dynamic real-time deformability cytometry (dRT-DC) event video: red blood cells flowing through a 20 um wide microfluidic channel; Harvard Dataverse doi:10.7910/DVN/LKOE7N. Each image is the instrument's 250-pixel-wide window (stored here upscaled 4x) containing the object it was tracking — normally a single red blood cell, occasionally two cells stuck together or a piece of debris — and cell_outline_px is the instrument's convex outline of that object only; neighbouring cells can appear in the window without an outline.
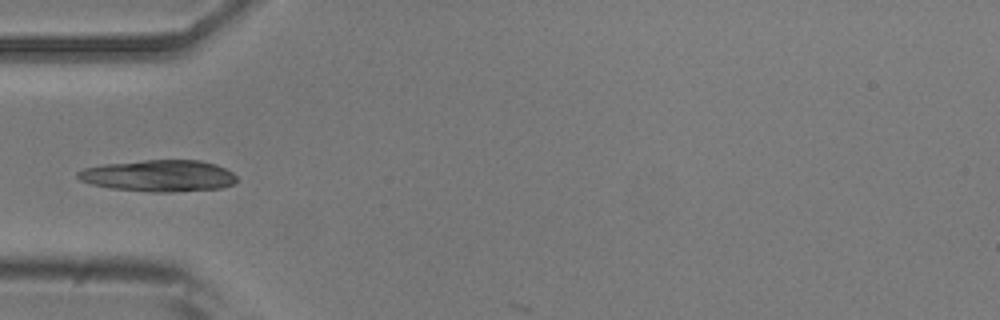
{"species": "common noctule bat (a hibernating species)", "species_latin": "Nyctalus noctula", "temperature_condition": "room temperature", "stored_images_in_passage": 4, "camera_frame_rate_fps": 3000, "um_per_image_px": 0.085, "animal": {"sex": "male", "body_mass_g": 20.5, "forearm_length_mm": 52.5}, "frame": {"image": 1, "passage_image": 3, "time_ms": 3.333, "image_size_px": [1000, 320], "cell_outline_px": [[236, 184], [220, 188], [172, 192], [148, 192], [112, 188], [92, 184], [80, 180], [76, 176], [76, 172], [84, 168], [104, 164], [144, 160], [200, 160], [216, 164], [232, 172], [236, 176]], "centroid_in_image_um": [13.51, 14.94], "position_along_channel_um": 71.5, "area_um2": 29.36}}